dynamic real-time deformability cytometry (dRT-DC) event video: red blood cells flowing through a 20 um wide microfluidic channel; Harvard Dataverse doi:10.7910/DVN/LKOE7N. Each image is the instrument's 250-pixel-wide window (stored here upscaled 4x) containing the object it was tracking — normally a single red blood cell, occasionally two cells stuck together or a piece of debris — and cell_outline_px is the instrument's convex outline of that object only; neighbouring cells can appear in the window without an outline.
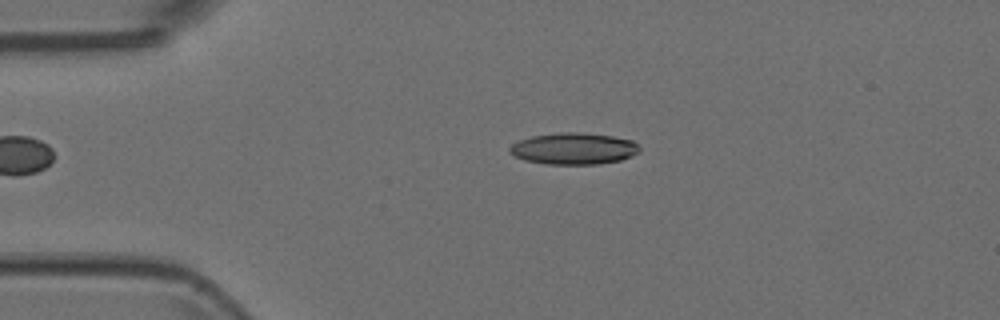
{"species": "Egyptian fruit bat (a non-hibernating species)", "species_latin": "Rousettus aegyptiacus", "temperature_condition": "room temperature", "stored_images_in_passage": 47, "camera_frame_rate_fps": 3000, "um_per_image_px": 0.085, "animal": {"sex": "female"}, "frame": {"image": 1, "passage_image": 11, "time_ms": 3.333, "image_size_px": [1000, 320], "cell_outline_px": [[640, 152], [632, 156], [620, 160], [596, 164], [548, 164], [524, 160], [508, 152], [508, 148], [512, 144], [520, 140], [532, 136], [560, 132], [580, 132], [612, 136], [632, 140], [640, 148]], "centroid_in_image_um": [48.76, 12.63], "position_along_channel_um": 36.2, "area_um2": 23.87}}
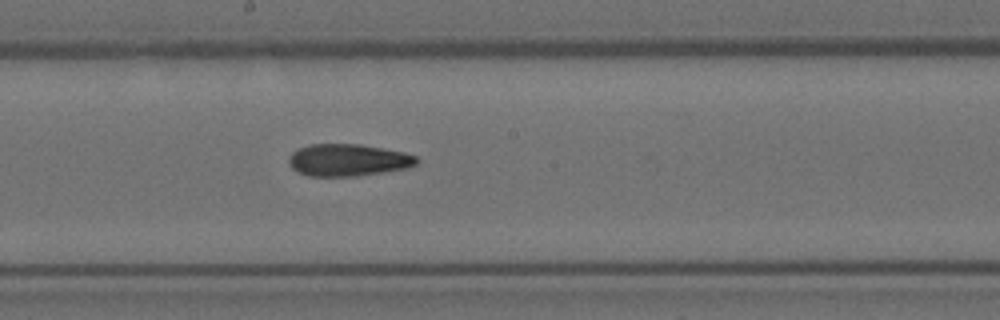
{"frame": {"image": 2, "passage_image": 28, "time_ms": 9.0, "image_size_px": [1000, 320], "cell_outline_px": [[420, 160], [416, 164], [408, 168], [384, 172], [356, 176], [308, 176], [292, 168], [288, 164], [288, 156], [292, 152], [308, 144], [360, 144], [404, 152], [416, 156]], "centroid_in_image_um": [29.58, 13.6], "position_along_channel_um": 218.6, "area_um2": 24.04}}
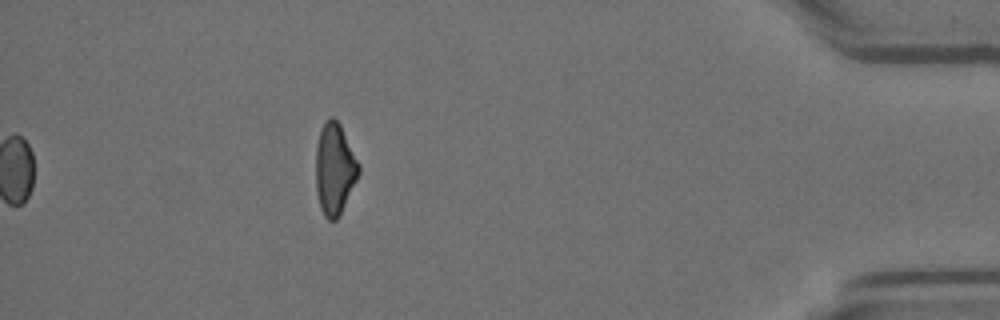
{"frame": {"image": 3, "passage_image": 47, "time_ms": 15.333, "image_size_px": [1000, 320], "cell_outline_px": [[360, 172], [340, 216], [336, 220], [328, 220], [324, 216], [320, 208], [316, 192], [316, 148], [320, 132], [324, 124], [332, 116], [340, 124], [360, 164]], "centroid_in_image_um": [28.45, 14.41], "position_along_channel_um": 406.8, "area_um2": 22.83}}